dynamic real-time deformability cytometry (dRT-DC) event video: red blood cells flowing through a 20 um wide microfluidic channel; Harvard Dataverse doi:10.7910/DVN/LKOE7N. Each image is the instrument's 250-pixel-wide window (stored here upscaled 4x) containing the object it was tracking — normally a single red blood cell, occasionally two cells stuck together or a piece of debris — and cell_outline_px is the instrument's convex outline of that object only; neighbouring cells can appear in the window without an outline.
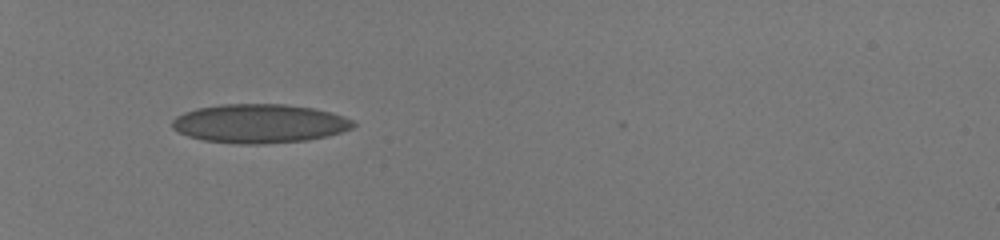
{"species": "human", "species_latin": "Homo sapiens", "temperature_condition": "room temperature", "stored_images_in_passage": 35, "camera_frame_rate_fps": 3000, "um_per_image_px": 0.085, "donor": {"sex": "male"}, "frame": {"image": 1, "passage_image": 1, "time_ms": 0.0, "image_size_px": [1000, 240], "cell_outline_px": [[356, 124], [352, 128], [328, 136], [308, 140], [264, 144], [240, 144], [204, 140], [188, 136], [176, 132], [172, 128], [172, 120], [176, 116], [184, 112], [196, 108], [220, 104], [284, 104], [312, 108], [332, 112], [344, 116], [352, 120]], "centroid_in_image_um": [22.04, 10.5], "position_along_channel_um": 63.0, "area_um2": 41.27}}
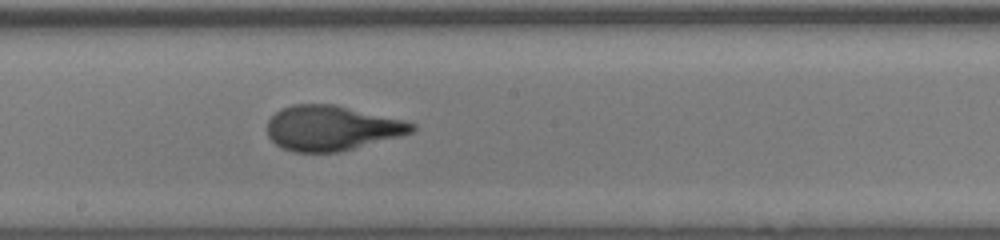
{"frame": {"image": 2, "passage_image": 15, "time_ms": 4.667, "image_size_px": [1000, 240], "cell_outline_px": [[416, 128], [412, 132], [400, 136], [340, 152], [292, 152], [276, 144], [268, 136], [268, 120], [280, 108], [292, 104], [332, 104], [404, 120], [416, 124]], "centroid_in_image_um": [28.18, 10.89], "position_along_channel_um": 220.0, "area_um2": 37.74}}
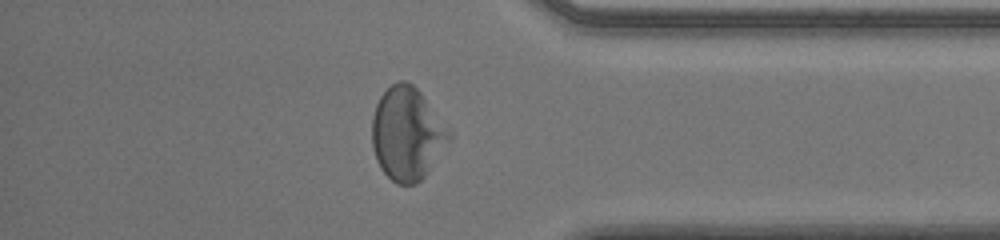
{"frame": {"image": 3, "passage_image": 29, "time_ms": 9.333, "image_size_px": [1000, 240], "cell_outline_px": [[452, 140], [428, 172], [416, 184], [396, 184], [380, 168], [376, 160], [372, 148], [372, 116], [376, 104], [380, 96], [392, 84], [400, 80], [404, 80], [412, 84], [420, 92], [452, 132]], "centroid_in_image_um": [34.61, 11.38], "position_along_channel_um": 400.6, "area_um2": 41.96}, "authors_computed_cell_mechanics": {"area_um2": 38.2636, "velocity_mm_per_s": 3.9959, "shape_relaxation_time_tau1_ms": 4.82, "shape_relaxation_time_tau2_ms": null, "deformation_change_tau1": 0.2468, "deformation_change_tau2": null}}